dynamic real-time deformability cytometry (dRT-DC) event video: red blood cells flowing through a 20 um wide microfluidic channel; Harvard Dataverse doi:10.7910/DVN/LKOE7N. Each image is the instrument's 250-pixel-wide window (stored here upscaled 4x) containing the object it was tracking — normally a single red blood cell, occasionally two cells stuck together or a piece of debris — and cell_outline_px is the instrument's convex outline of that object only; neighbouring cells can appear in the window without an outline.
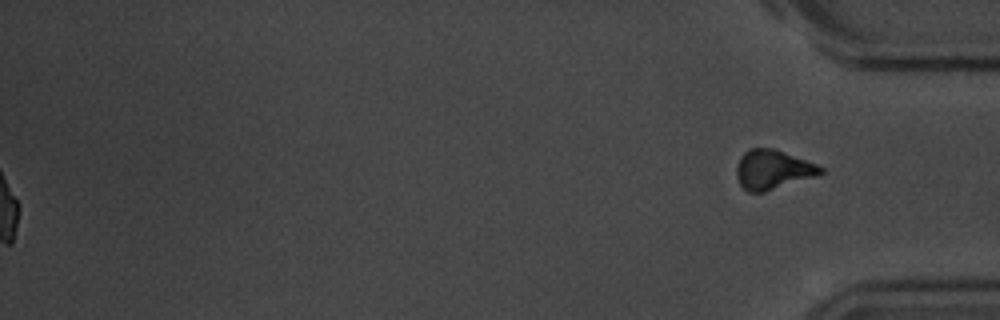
{"species": "common noctule bat (a hibernating species)", "species_latin": "Nyctalus noctula", "temperature_condition": "room temperature", "stored_images_in_passage": 16, "segment_of_instrument_passage": [2, 2], "camera_frame_rate_fps": 3000, "um_per_image_px": 0.085, "animal": {"sex": "male", "body_mass_g": 20.1, "forearm_length_mm": 53.5}, "frame": {"image": 1, "passage_image": 16, "time_ms": 19.0, "image_size_px": [1000, 320], "cell_outline_px": [[824, 172], [816, 176], [764, 192], [748, 192], [740, 184], [736, 176], [736, 168], [740, 156], [748, 148], [776, 148], [816, 164], [824, 168]], "centroid_in_image_um": [65.67, 14.4], "position_along_channel_um": 369.5, "area_um2": 19.36}}